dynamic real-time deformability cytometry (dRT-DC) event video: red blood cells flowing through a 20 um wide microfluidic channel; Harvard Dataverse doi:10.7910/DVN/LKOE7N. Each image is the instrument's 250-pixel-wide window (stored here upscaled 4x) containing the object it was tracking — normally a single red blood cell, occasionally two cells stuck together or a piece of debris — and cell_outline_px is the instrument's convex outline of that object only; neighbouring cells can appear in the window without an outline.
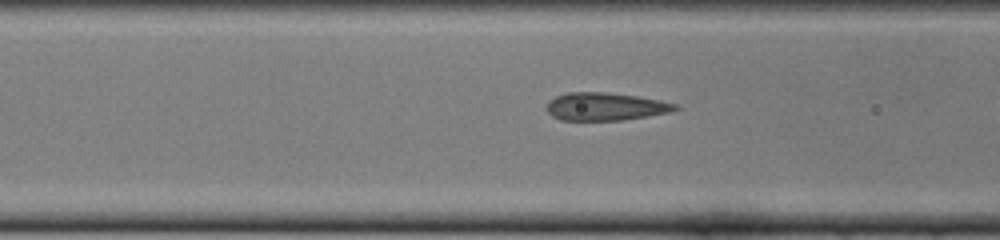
{"species": "common noctule bat (a hibernating species)", "species_latin": "Nyctalus noctula", "temperature_condition": "cold", "stored_images_in_passage": 10, "camera_frame_rate_fps": 3000, "um_per_image_px": 0.085, "animal": {"sex": "female", "body_mass_g": 22.0, "forearm_length_mm": 56.7}, "frame": {"image": 1, "passage_image": 9, "time_ms": 2.667, "image_size_px": [1000, 240], "cell_outline_px": [[680, 108], [668, 112], [620, 120], [560, 120], [552, 116], [544, 108], [548, 100], [556, 96], [568, 92], [604, 92], [636, 96], [660, 100], [676, 104]], "centroid_in_image_um": [51.38, 9.05], "position_along_channel_um": 115.2, "area_um2": 20.75}}